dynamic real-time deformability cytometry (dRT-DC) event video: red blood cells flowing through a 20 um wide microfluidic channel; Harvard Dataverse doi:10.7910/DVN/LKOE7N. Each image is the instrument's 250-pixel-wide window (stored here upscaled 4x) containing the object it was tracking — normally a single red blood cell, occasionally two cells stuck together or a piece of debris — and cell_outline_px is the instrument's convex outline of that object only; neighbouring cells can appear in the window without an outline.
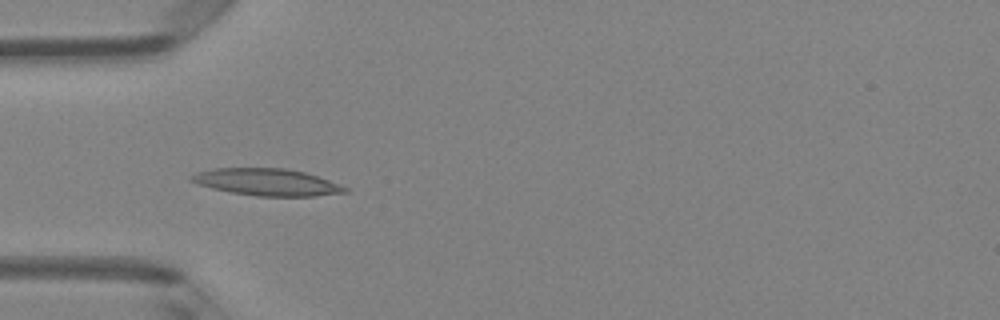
{"species": "Egyptian fruit bat (a non-hibernating species)", "species_latin": "Rousettus aegyptiacus", "temperature_condition": "room temperature", "stored_images_in_passage": 35, "camera_frame_rate_fps": 3000, "um_per_image_px": 0.085, "animal": {"sex": "female"}, "frame": {"image": 1, "passage_image": 1, "time_ms": 0.0, "image_size_px": [1000, 320], "cell_outline_px": [[352, 188], [348, 192], [316, 196], [256, 196], [232, 192], [212, 188], [188, 180], [188, 176], [196, 172], [212, 168], [284, 168], [304, 172]], "centroid_in_image_um": [22.7, 15.48], "position_along_channel_um": 62.3, "area_um2": 24.22}}
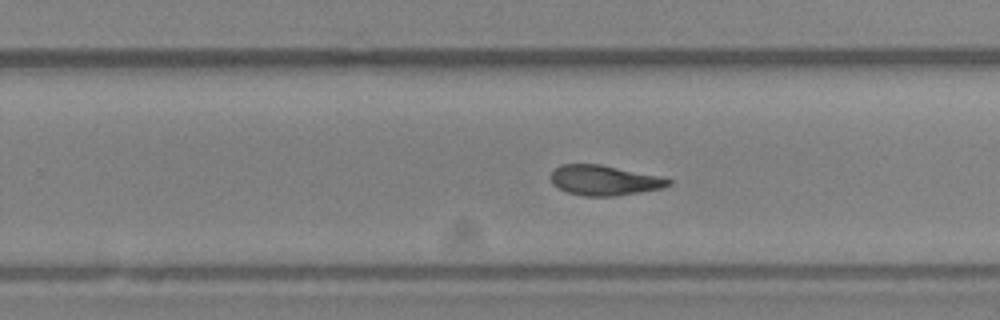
{"frame": {"image": 2, "passage_image": 17, "time_ms": 5.333, "image_size_px": [1000, 320], "cell_outline_px": [[672, 184], [664, 188], [640, 192], [612, 196], [584, 196], [568, 192], [552, 184], [552, 172], [560, 164], [600, 164], [660, 176], [672, 180]], "centroid_in_image_um": [51.4, 15.32], "position_along_channel_um": 278.4, "area_um2": 20.52}}
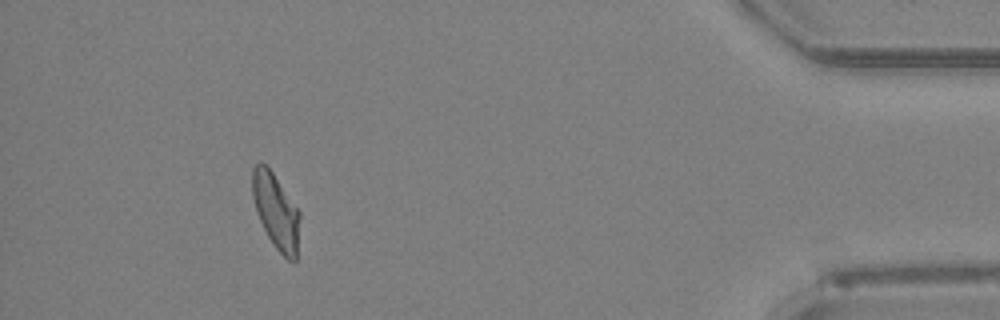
{"frame": {"image": 3, "passage_image": 31, "time_ms": 10.0, "image_size_px": [1000, 320], "cell_outline_px": [[300, 216], [296, 260], [288, 260], [276, 248], [268, 236], [260, 220], [252, 196], [252, 168], [260, 160], [272, 172], [300, 212]], "centroid_in_image_um": [23.45, 17.93], "position_along_channel_um": 411.8, "area_um2": 20.4}, "authors_computed_cell_mechanics": {"area_um2": 20.9236, "velocity_mm_per_s": 4.1066, "shape_relaxation_time_tau1_ms": null, "shape_relaxation_time_tau2_ms": 3.9874, "deformation_change_tau1": null, "deformation_change_tau2": 0.1179}}